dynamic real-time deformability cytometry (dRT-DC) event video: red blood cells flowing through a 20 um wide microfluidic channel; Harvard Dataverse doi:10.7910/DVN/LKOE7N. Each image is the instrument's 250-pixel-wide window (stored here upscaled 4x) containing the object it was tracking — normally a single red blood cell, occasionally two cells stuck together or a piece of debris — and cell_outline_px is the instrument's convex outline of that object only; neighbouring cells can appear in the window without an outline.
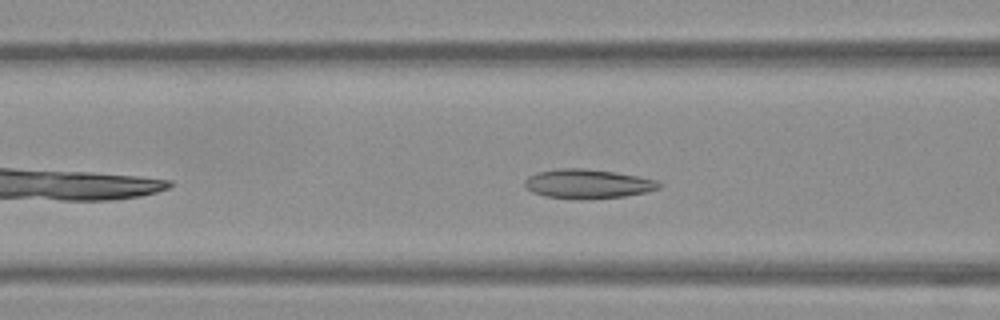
{"species": "Egyptian fruit bat (a non-hibernating species)", "species_latin": "Rousettus aegyptiacus", "temperature_condition": "warm", "stored_images_in_passage": 29, "camera_frame_rate_fps": 3000, "um_per_image_px": 0.085, "frame": {"image": 1, "passage_image": 9, "time_ms": 2.667, "image_size_px": [1000, 320], "cell_outline_px": [[664, 184], [660, 188], [644, 192], [624, 196], [544, 196], [532, 192], [524, 184], [524, 180], [528, 176], [536, 172], [560, 168], [584, 168], [612, 172], [636, 176], [656, 180]], "centroid_in_image_um": [49.95, 15.57], "position_along_channel_um": 116.7, "area_um2": 21.73}}
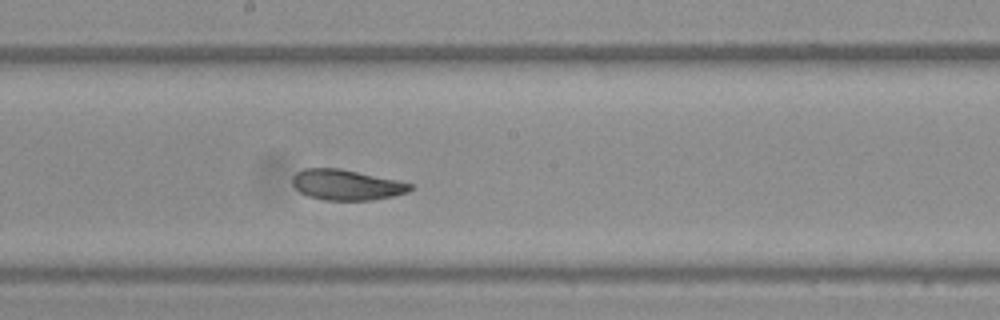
{"frame": {"image": 2, "passage_image": 17, "time_ms": 5.333, "image_size_px": [1000, 320], "cell_outline_px": [[412, 188], [408, 192], [392, 196], [372, 200], [324, 200], [308, 196], [300, 192], [292, 184], [292, 176], [296, 172], [304, 168], [340, 168], [400, 180], [412, 184]], "centroid_in_image_um": [29.44, 15.7], "position_along_channel_um": 218.8, "area_um2": 21.1}}
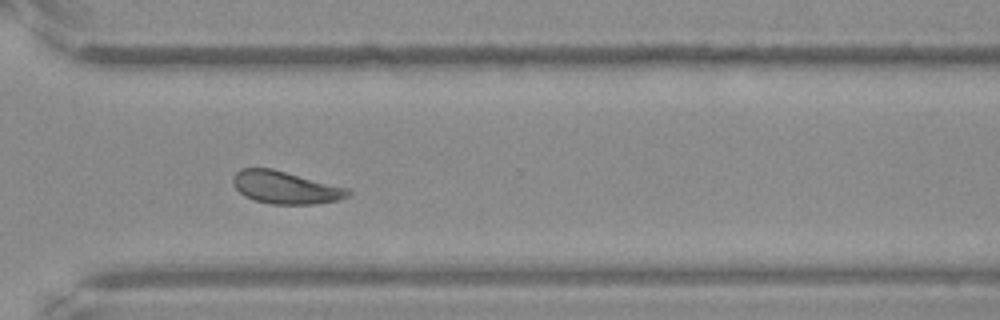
{"frame": {"image": 3, "passage_image": 27, "time_ms": 8.667, "image_size_px": [1000, 320], "cell_outline_px": [[352, 192], [348, 196], [340, 200], [312, 204], [272, 204], [256, 200], [244, 196], [232, 184], [232, 176], [240, 168], [272, 168], [352, 188]], "centroid_in_image_um": [24.31, 15.92], "position_along_channel_um": 346.3, "area_um2": 22.2}, "authors_computed_cell_mechanics": {"area_um2": 22.0218, "velocity_mm_per_s": 3.8257, "shape_relaxation_time_tau1_ms": 5.005, "shape_relaxation_time_tau2_ms": 1.55, "deformation_change_tau1": 0.1231, "deformation_change_tau2": 0.0702}}